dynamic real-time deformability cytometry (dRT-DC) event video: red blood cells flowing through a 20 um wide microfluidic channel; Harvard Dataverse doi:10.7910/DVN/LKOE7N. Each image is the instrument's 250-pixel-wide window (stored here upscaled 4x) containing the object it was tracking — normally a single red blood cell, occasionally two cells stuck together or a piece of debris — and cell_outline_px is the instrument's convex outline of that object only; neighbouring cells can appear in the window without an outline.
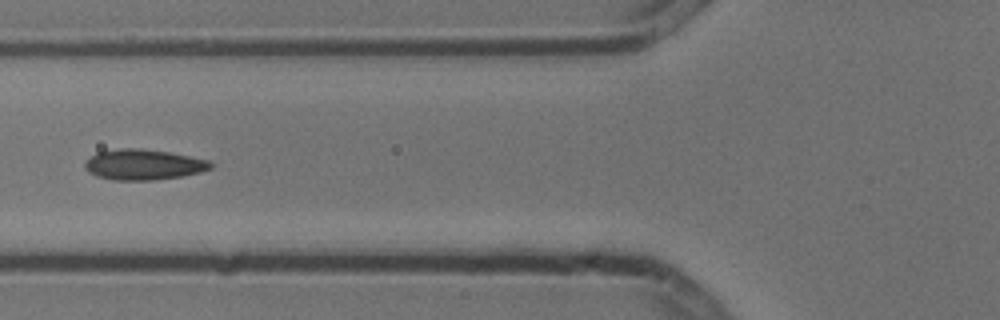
{"species": "common noctule bat (a hibernating species)", "species_latin": "Nyctalus noctula", "temperature_condition": "cold", "stored_images_in_passage": 9, "camera_frame_rate_fps": 3000, "um_per_image_px": 0.085, "animal": {"sex": "male", "body_mass_g": 13.3}, "frame": {"image": 1, "passage_image": 6, "time_ms": 1.667, "image_size_px": [1000, 320], "cell_outline_px": [[212, 168], [200, 172], [180, 176], [152, 180], [112, 180], [96, 176], [88, 172], [84, 168], [84, 164], [96, 152], [120, 148], [140, 148], [168, 152], [208, 160], [212, 164]], "centroid_in_image_um": [12.15, 13.99], "position_along_channel_um": 113.6, "area_um2": 22.25}}
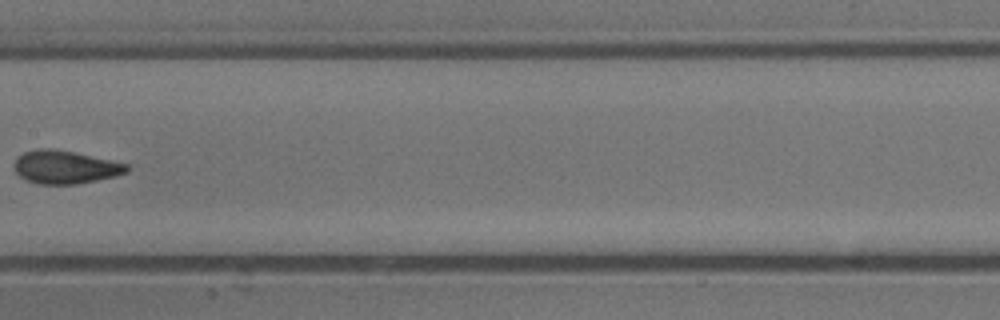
{"frame": {"image": 2, "passage_image": 8, "time_ms": 2.333, "image_size_px": [1000, 320], "cell_outline_px": [[128, 172], [116, 176], [76, 184], [40, 184], [24, 180], [16, 172], [16, 156], [24, 152], [40, 148], [52, 148], [72, 152], [128, 164]], "centroid_in_image_um": [5.52, 14.21], "position_along_channel_um": 201.9, "area_um2": 21.5}}
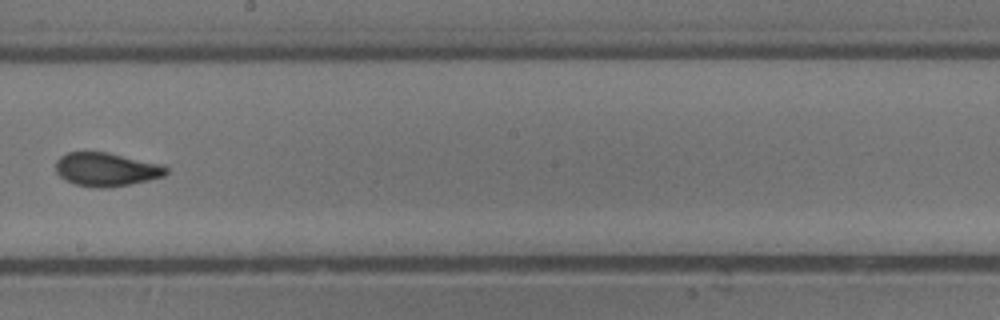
{"frame": {"image": 3, "passage_image": 9, "time_ms": 2.667, "image_size_px": [1000, 320], "cell_outline_px": [[168, 172], [164, 176], [148, 180], [108, 188], [92, 188], [76, 184], [64, 180], [56, 172], [56, 160], [60, 156], [68, 152], [108, 152], [164, 164], [168, 168]], "centroid_in_image_um": [9.05, 14.4], "position_along_channel_um": 239.2, "area_um2": 21.85}}